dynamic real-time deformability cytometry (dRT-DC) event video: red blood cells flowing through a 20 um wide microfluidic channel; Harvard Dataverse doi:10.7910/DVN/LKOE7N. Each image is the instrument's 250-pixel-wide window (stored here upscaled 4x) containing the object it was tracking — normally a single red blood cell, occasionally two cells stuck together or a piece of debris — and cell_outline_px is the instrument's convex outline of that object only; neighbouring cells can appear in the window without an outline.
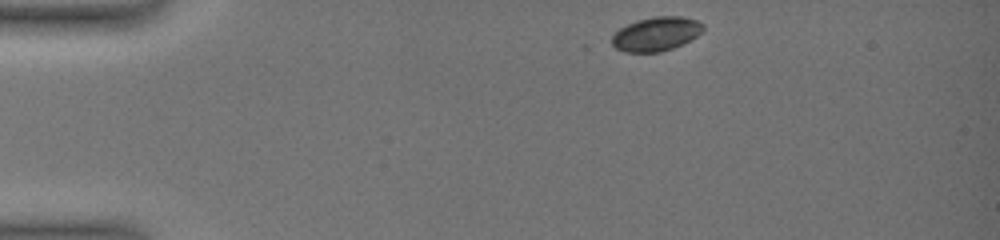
{"species": "common noctule bat (a hibernating species)", "species_latin": "Nyctalus noctula", "temperature_condition": "warm", "stored_images_in_passage": 26, "camera_frame_rate_fps": 3000, "um_per_image_px": 0.085, "animal": {"sex": "female", "body_mass_g": 19.0, "forearm_length_mm": 51.5}, "frame": {"image": 1, "passage_image": 1, "time_ms": 0.0, "image_size_px": [1000, 240], "cell_outline_px": [[704, 28], [696, 36], [672, 48], [660, 52], [624, 52], [616, 48], [612, 44], [612, 36], [620, 28], [636, 20], [652, 16], [680, 16], [696, 20], [704, 24]], "centroid_in_image_um": [55.75, 2.87], "position_along_channel_um": 29.2, "area_um2": 17.92}}
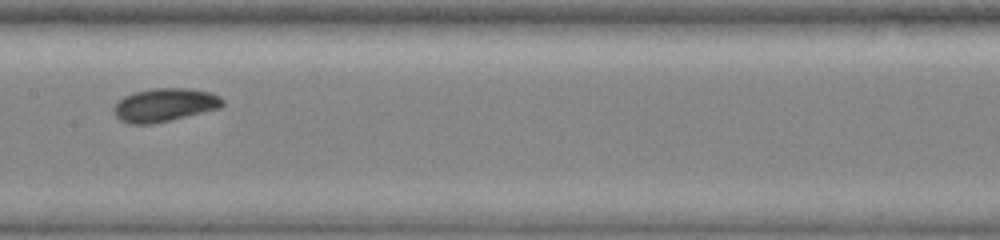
{"frame": {"image": 2, "passage_image": 12, "time_ms": 6.667, "image_size_px": [1000, 240], "cell_outline_px": [[224, 104], [220, 108], [152, 124], [128, 124], [120, 120], [112, 112], [112, 108], [124, 96], [132, 92], [152, 88], [188, 88], [212, 92], [220, 96], [224, 100]], "centroid_in_image_um": [13.98, 8.91], "position_along_channel_um": 193.4, "area_um2": 21.27}}
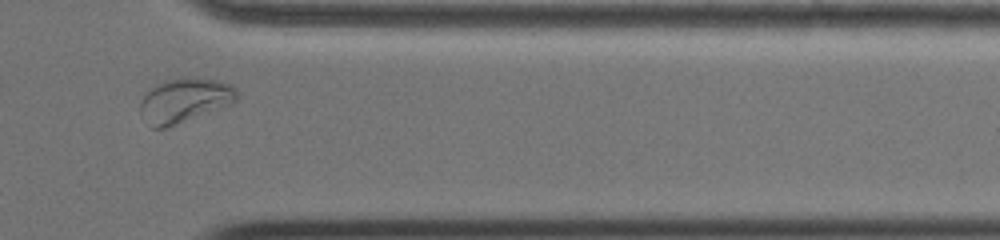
{"frame": {"image": 3, "passage_image": 23, "time_ms": 12.333, "image_size_px": [1000, 240], "cell_outline_px": [[240, 96], [236, 100], [228, 104], [164, 128], [152, 128], [140, 112], [140, 100], [144, 88], [152, 84], [164, 80], [180, 76], [192, 76], [216, 80], [228, 84], [236, 88]], "centroid_in_image_um": [15.6, 8.45], "position_along_channel_um": 395.8, "area_um2": 25.2}, "authors_computed_cell_mechanics": {"area_um2": 20.0277, "velocity_mm_per_s": 3.5683, "shape_relaxation_time_tau1_ms": 2.2135, "shape_relaxation_time_tau2_ms": null, "deformation_change_tau1": 0.0788, "deformation_change_tau2": null}}